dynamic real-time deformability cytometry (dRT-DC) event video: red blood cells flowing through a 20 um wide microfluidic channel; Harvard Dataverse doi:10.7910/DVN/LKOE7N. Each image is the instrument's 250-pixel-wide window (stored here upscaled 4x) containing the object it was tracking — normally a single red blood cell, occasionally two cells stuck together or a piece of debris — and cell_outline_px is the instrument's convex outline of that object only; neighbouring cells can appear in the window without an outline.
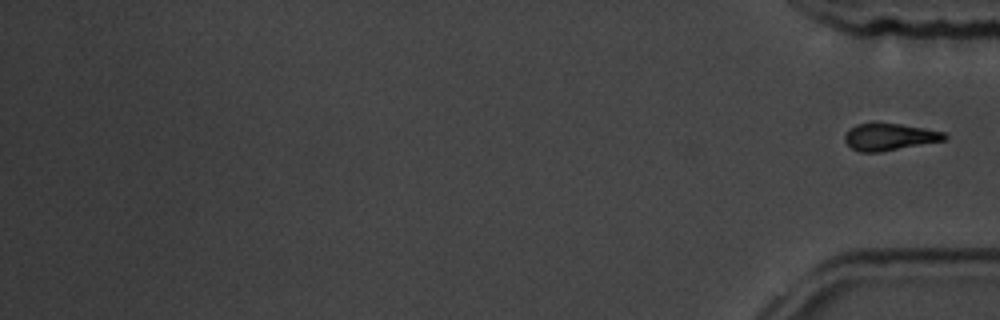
{"species": "common noctule bat (a hibernating species)", "species_latin": "Nyctalus noctula", "temperature_condition": "room temperature", "stored_images_in_passage": 13, "segment_of_instrument_passage": [2, 2], "camera_frame_rate_fps": 3000, "um_per_image_px": 0.085, "animal": {"sex": "male", "body_mass_g": 19.5, "forearm_length_mm": 54.6}, "frame": {"image": 1, "passage_image": 13, "time_ms": 14.667, "image_size_px": [1000, 320], "cell_outline_px": [[948, 140], [880, 152], [860, 152], [852, 148], [844, 140], [844, 136], [856, 124], [900, 124], [924, 128], [944, 132], [948, 136]], "centroid_in_image_um": [75.67, 11.65], "position_along_channel_um": 359.5, "area_um2": 15.49}}